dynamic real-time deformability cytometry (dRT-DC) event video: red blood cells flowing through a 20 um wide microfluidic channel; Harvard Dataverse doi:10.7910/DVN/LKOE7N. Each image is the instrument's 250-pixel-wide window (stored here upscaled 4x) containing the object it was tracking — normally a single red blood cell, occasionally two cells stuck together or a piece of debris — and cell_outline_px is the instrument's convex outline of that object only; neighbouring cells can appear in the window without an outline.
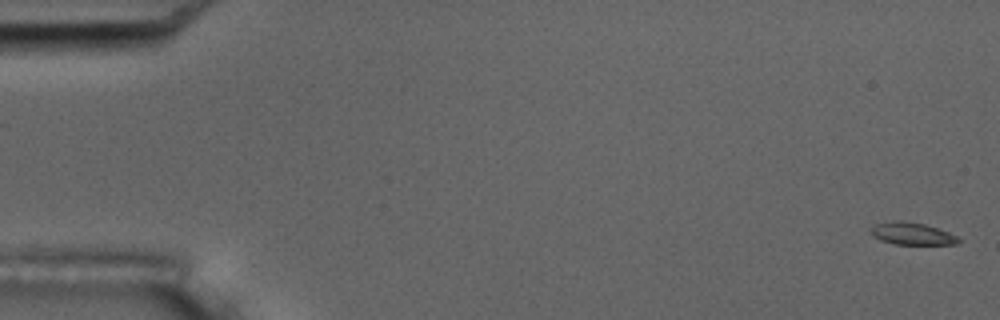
{"species": "common noctule bat (a hibernating species)", "species_latin": "Nyctalus noctula", "temperature_condition": "room temperature", "stored_images_in_passage": 56, "camera_frame_rate_fps": 3000, "um_per_image_px": 0.085, "animal": {"sex": "male", "body_mass_g": 17.5, "forearm_length_mm": 52.3}, "frame": {"image": 1, "passage_image": 2, "time_ms": 0.333, "image_size_px": [1000, 320], "cell_outline_px": [[960, 240], [956, 244], [896, 244], [880, 240], [872, 236], [868, 228], [876, 224], [892, 220], [904, 220], [924, 224], [948, 232], [956, 236]], "centroid_in_image_um": [77.44, 19.84], "position_along_channel_um": 7.6, "area_um2": 11.39}}
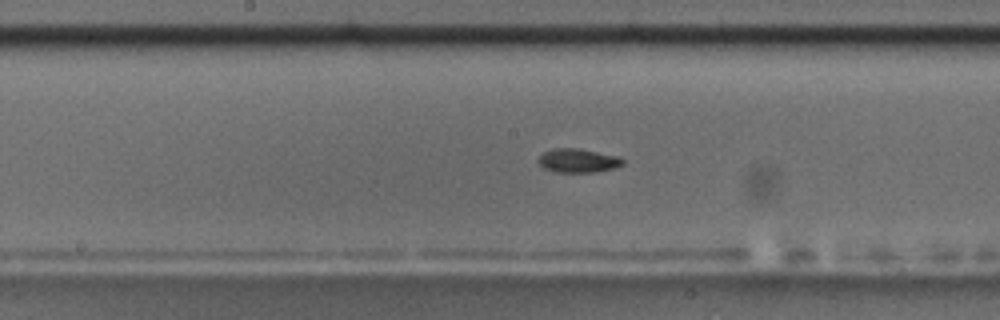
{"frame": {"image": 2, "passage_image": 29, "time_ms": 9.333, "image_size_px": [1000, 320], "cell_outline_px": [[624, 164], [616, 168], [592, 172], [556, 172], [544, 168], [540, 164], [540, 156], [544, 152], [552, 148], [580, 148], [620, 156], [624, 160]], "centroid_in_image_um": [49.19, 13.64], "position_along_channel_um": 199.0, "area_um2": 11.79}}
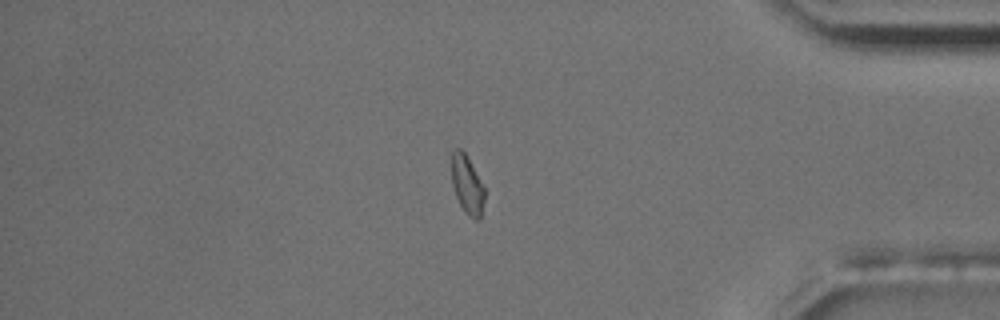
{"frame": {"image": 3, "passage_image": 47, "time_ms": 15.333, "image_size_px": [1000, 320], "cell_outline_px": [[484, 200], [480, 220], [472, 220], [464, 212], [456, 196], [452, 184], [452, 152], [456, 148], [460, 148], [468, 156], [484, 188]], "centroid_in_image_um": [39.71, 15.73], "position_along_channel_um": 395.5, "area_um2": 11.27}, "authors_computed_cell_mechanics": {"area_um2": 11.6178, "velocity_mm_per_s": 3.7548, "shape_relaxation_time_tau1_ms": null, "shape_relaxation_time_tau2_ms": 6.9356, "deformation_change_tau1": null, "deformation_change_tau2": 0.1202}}